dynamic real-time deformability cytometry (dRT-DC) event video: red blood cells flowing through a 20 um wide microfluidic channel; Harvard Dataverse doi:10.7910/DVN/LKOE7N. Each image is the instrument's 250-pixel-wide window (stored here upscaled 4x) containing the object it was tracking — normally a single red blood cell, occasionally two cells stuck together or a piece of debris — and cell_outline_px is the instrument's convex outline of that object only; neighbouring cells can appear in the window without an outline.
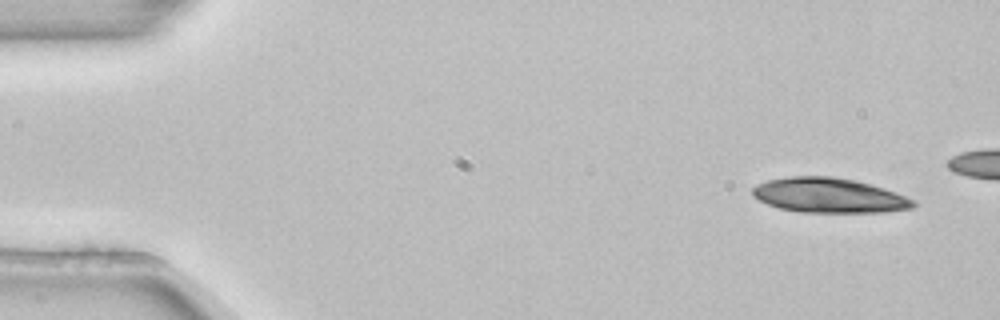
{"species": "common noctule bat (a hibernating species)", "species_latin": "Nyctalus noctula", "temperature_condition": "room temperature", "stored_images_in_passage": 4, "camera_frame_rate_fps": 3000, "um_per_image_px": 0.085, "animal": {"sex": "female", "body_mass_g": 22.7, "forearm_length_mm": 54.2}, "frame": {"image": 1, "passage_image": 1, "time_ms": 0.0, "image_size_px": [1000, 320], "cell_outline_px": [[916, 204], [912, 208], [884, 212], [800, 212], [780, 208], [768, 204], [752, 196], [752, 188], [756, 184], [768, 180], [792, 176], [832, 176], [856, 180], [884, 188], [896, 192], [916, 200]], "centroid_in_image_um": [70.48, 16.6], "position_along_channel_um": 14.5, "area_um2": 32.66}}